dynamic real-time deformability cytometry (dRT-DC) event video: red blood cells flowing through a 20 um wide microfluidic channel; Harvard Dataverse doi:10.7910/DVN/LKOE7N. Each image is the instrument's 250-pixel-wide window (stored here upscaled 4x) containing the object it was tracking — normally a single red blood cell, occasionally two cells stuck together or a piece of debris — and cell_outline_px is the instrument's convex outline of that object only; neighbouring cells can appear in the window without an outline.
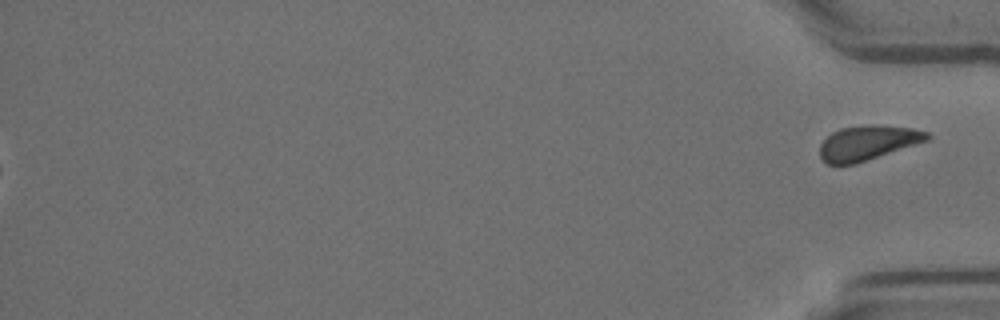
{"species": "Egyptian fruit bat (a non-hibernating species)", "species_latin": "Rousettus aegyptiacus", "temperature_condition": "room temperature", "stored_images_in_passage": 56, "segment_of_instrument_passage": [2, 2], "camera_frame_rate_fps": 3000, "um_per_image_px": 0.085, "animal": {"sex": "female"}, "frame": {"image": 1, "passage_image": 56, "time_ms": 18.333, "image_size_px": [1000, 320], "cell_outline_px": [[932, 136], [928, 140], [856, 164], [828, 164], [820, 156], [820, 144], [832, 132], [840, 128], [912, 128], [928, 132]], "centroid_in_image_um": [73.74, 12.2], "position_along_channel_um": 361.5, "area_um2": 20.52}}